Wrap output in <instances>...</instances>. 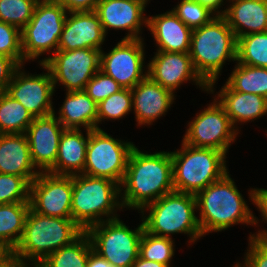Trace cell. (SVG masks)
<instances>
[{
  "instance_id": "cell-19",
  "label": "cell",
  "mask_w": 267,
  "mask_h": 267,
  "mask_svg": "<svg viewBox=\"0 0 267 267\" xmlns=\"http://www.w3.org/2000/svg\"><path fill=\"white\" fill-rule=\"evenodd\" d=\"M94 11L106 35L110 28L124 29L128 34L122 39H143L139 34L141 26H147L148 17L143 15L145 7L140 3L132 0H101Z\"/></svg>"
},
{
  "instance_id": "cell-12",
  "label": "cell",
  "mask_w": 267,
  "mask_h": 267,
  "mask_svg": "<svg viewBox=\"0 0 267 267\" xmlns=\"http://www.w3.org/2000/svg\"><path fill=\"white\" fill-rule=\"evenodd\" d=\"M183 143L193 147L213 148L228 152L236 140L238 131L232 125L224 108L214 98L196 117L188 123Z\"/></svg>"
},
{
  "instance_id": "cell-28",
  "label": "cell",
  "mask_w": 267,
  "mask_h": 267,
  "mask_svg": "<svg viewBox=\"0 0 267 267\" xmlns=\"http://www.w3.org/2000/svg\"><path fill=\"white\" fill-rule=\"evenodd\" d=\"M92 250L91 239L84 231L71 244L49 254L37 267H86Z\"/></svg>"
},
{
  "instance_id": "cell-46",
  "label": "cell",
  "mask_w": 267,
  "mask_h": 267,
  "mask_svg": "<svg viewBox=\"0 0 267 267\" xmlns=\"http://www.w3.org/2000/svg\"><path fill=\"white\" fill-rule=\"evenodd\" d=\"M132 267H167V266L159 262L143 259L140 256H138V258L133 263Z\"/></svg>"
},
{
  "instance_id": "cell-25",
  "label": "cell",
  "mask_w": 267,
  "mask_h": 267,
  "mask_svg": "<svg viewBox=\"0 0 267 267\" xmlns=\"http://www.w3.org/2000/svg\"><path fill=\"white\" fill-rule=\"evenodd\" d=\"M218 93V99H215L224 108L237 131V123L254 121L267 114V99L260 95L234 91L226 83Z\"/></svg>"
},
{
  "instance_id": "cell-24",
  "label": "cell",
  "mask_w": 267,
  "mask_h": 267,
  "mask_svg": "<svg viewBox=\"0 0 267 267\" xmlns=\"http://www.w3.org/2000/svg\"><path fill=\"white\" fill-rule=\"evenodd\" d=\"M85 130L86 137L80 129H64L59 141L57 160L49 173L66 176L83 174L89 140V130Z\"/></svg>"
},
{
  "instance_id": "cell-42",
  "label": "cell",
  "mask_w": 267,
  "mask_h": 267,
  "mask_svg": "<svg viewBox=\"0 0 267 267\" xmlns=\"http://www.w3.org/2000/svg\"><path fill=\"white\" fill-rule=\"evenodd\" d=\"M249 198L257 206L258 210L261 212L263 218L262 222H267V189L264 188H254L249 192Z\"/></svg>"
},
{
  "instance_id": "cell-20",
  "label": "cell",
  "mask_w": 267,
  "mask_h": 267,
  "mask_svg": "<svg viewBox=\"0 0 267 267\" xmlns=\"http://www.w3.org/2000/svg\"><path fill=\"white\" fill-rule=\"evenodd\" d=\"M132 92V108L139 126L151 125L164 115L174 102V93L154 82L148 75Z\"/></svg>"
},
{
  "instance_id": "cell-35",
  "label": "cell",
  "mask_w": 267,
  "mask_h": 267,
  "mask_svg": "<svg viewBox=\"0 0 267 267\" xmlns=\"http://www.w3.org/2000/svg\"><path fill=\"white\" fill-rule=\"evenodd\" d=\"M172 11L191 29L206 25L215 17L212 11L195 0H181Z\"/></svg>"
},
{
  "instance_id": "cell-15",
  "label": "cell",
  "mask_w": 267,
  "mask_h": 267,
  "mask_svg": "<svg viewBox=\"0 0 267 267\" xmlns=\"http://www.w3.org/2000/svg\"><path fill=\"white\" fill-rule=\"evenodd\" d=\"M39 65L47 73L30 75L21 71L23 65H20L5 90L8 96L19 101L33 117H43L55 112L52 105L55 87L51 73L44 64Z\"/></svg>"
},
{
  "instance_id": "cell-9",
  "label": "cell",
  "mask_w": 267,
  "mask_h": 267,
  "mask_svg": "<svg viewBox=\"0 0 267 267\" xmlns=\"http://www.w3.org/2000/svg\"><path fill=\"white\" fill-rule=\"evenodd\" d=\"M144 231L143 221L134 230L119 218L90 226L93 250L115 267H132L139 256V243Z\"/></svg>"
},
{
  "instance_id": "cell-22",
  "label": "cell",
  "mask_w": 267,
  "mask_h": 267,
  "mask_svg": "<svg viewBox=\"0 0 267 267\" xmlns=\"http://www.w3.org/2000/svg\"><path fill=\"white\" fill-rule=\"evenodd\" d=\"M147 27L158 45L157 51L189 53L192 29L172 10L148 17Z\"/></svg>"
},
{
  "instance_id": "cell-11",
  "label": "cell",
  "mask_w": 267,
  "mask_h": 267,
  "mask_svg": "<svg viewBox=\"0 0 267 267\" xmlns=\"http://www.w3.org/2000/svg\"><path fill=\"white\" fill-rule=\"evenodd\" d=\"M100 53L101 50L92 48L57 50L39 64H44L50 71L54 87L59 82L66 92L82 91L100 70Z\"/></svg>"
},
{
  "instance_id": "cell-33",
  "label": "cell",
  "mask_w": 267,
  "mask_h": 267,
  "mask_svg": "<svg viewBox=\"0 0 267 267\" xmlns=\"http://www.w3.org/2000/svg\"><path fill=\"white\" fill-rule=\"evenodd\" d=\"M97 129H100L99 122L105 119H120L126 116L132 108L131 89L122 88L97 104Z\"/></svg>"
},
{
  "instance_id": "cell-13",
  "label": "cell",
  "mask_w": 267,
  "mask_h": 267,
  "mask_svg": "<svg viewBox=\"0 0 267 267\" xmlns=\"http://www.w3.org/2000/svg\"><path fill=\"white\" fill-rule=\"evenodd\" d=\"M143 45V39H122L109 53L101 50L100 70L122 88H134L147 76Z\"/></svg>"
},
{
  "instance_id": "cell-3",
  "label": "cell",
  "mask_w": 267,
  "mask_h": 267,
  "mask_svg": "<svg viewBox=\"0 0 267 267\" xmlns=\"http://www.w3.org/2000/svg\"><path fill=\"white\" fill-rule=\"evenodd\" d=\"M189 55L213 93L223 64L237 61V39L223 15H215L206 25L192 29Z\"/></svg>"
},
{
  "instance_id": "cell-5",
  "label": "cell",
  "mask_w": 267,
  "mask_h": 267,
  "mask_svg": "<svg viewBox=\"0 0 267 267\" xmlns=\"http://www.w3.org/2000/svg\"><path fill=\"white\" fill-rule=\"evenodd\" d=\"M120 185L110 179L85 174L72 176V219L86 231L90 226L118 218L122 207Z\"/></svg>"
},
{
  "instance_id": "cell-40",
  "label": "cell",
  "mask_w": 267,
  "mask_h": 267,
  "mask_svg": "<svg viewBox=\"0 0 267 267\" xmlns=\"http://www.w3.org/2000/svg\"><path fill=\"white\" fill-rule=\"evenodd\" d=\"M19 66L13 58L0 55V93L5 92Z\"/></svg>"
},
{
  "instance_id": "cell-1",
  "label": "cell",
  "mask_w": 267,
  "mask_h": 267,
  "mask_svg": "<svg viewBox=\"0 0 267 267\" xmlns=\"http://www.w3.org/2000/svg\"><path fill=\"white\" fill-rule=\"evenodd\" d=\"M173 191L171 152L147 154L135 146L120 184L122 207L141 211L147 204Z\"/></svg>"
},
{
  "instance_id": "cell-37",
  "label": "cell",
  "mask_w": 267,
  "mask_h": 267,
  "mask_svg": "<svg viewBox=\"0 0 267 267\" xmlns=\"http://www.w3.org/2000/svg\"><path fill=\"white\" fill-rule=\"evenodd\" d=\"M0 55L11 57L23 65L21 30L3 21H0Z\"/></svg>"
},
{
  "instance_id": "cell-17",
  "label": "cell",
  "mask_w": 267,
  "mask_h": 267,
  "mask_svg": "<svg viewBox=\"0 0 267 267\" xmlns=\"http://www.w3.org/2000/svg\"><path fill=\"white\" fill-rule=\"evenodd\" d=\"M55 114L34 117L25 132L32 162L39 172H48L57 160L59 141L65 128Z\"/></svg>"
},
{
  "instance_id": "cell-26",
  "label": "cell",
  "mask_w": 267,
  "mask_h": 267,
  "mask_svg": "<svg viewBox=\"0 0 267 267\" xmlns=\"http://www.w3.org/2000/svg\"><path fill=\"white\" fill-rule=\"evenodd\" d=\"M97 115V103L82 90L66 92L57 119L64 128L80 129L82 126L94 130L97 129Z\"/></svg>"
},
{
  "instance_id": "cell-36",
  "label": "cell",
  "mask_w": 267,
  "mask_h": 267,
  "mask_svg": "<svg viewBox=\"0 0 267 267\" xmlns=\"http://www.w3.org/2000/svg\"><path fill=\"white\" fill-rule=\"evenodd\" d=\"M30 184L20 176L0 173V204L29 202Z\"/></svg>"
},
{
  "instance_id": "cell-27",
  "label": "cell",
  "mask_w": 267,
  "mask_h": 267,
  "mask_svg": "<svg viewBox=\"0 0 267 267\" xmlns=\"http://www.w3.org/2000/svg\"><path fill=\"white\" fill-rule=\"evenodd\" d=\"M30 202L0 204V247L11 253L21 240Z\"/></svg>"
},
{
  "instance_id": "cell-38",
  "label": "cell",
  "mask_w": 267,
  "mask_h": 267,
  "mask_svg": "<svg viewBox=\"0 0 267 267\" xmlns=\"http://www.w3.org/2000/svg\"><path fill=\"white\" fill-rule=\"evenodd\" d=\"M249 241L243 266L238 262L233 267H267V230L251 234Z\"/></svg>"
},
{
  "instance_id": "cell-18",
  "label": "cell",
  "mask_w": 267,
  "mask_h": 267,
  "mask_svg": "<svg viewBox=\"0 0 267 267\" xmlns=\"http://www.w3.org/2000/svg\"><path fill=\"white\" fill-rule=\"evenodd\" d=\"M58 49L69 51L81 48L101 50L106 34L95 11L68 12ZM70 16V17H69Z\"/></svg>"
},
{
  "instance_id": "cell-21",
  "label": "cell",
  "mask_w": 267,
  "mask_h": 267,
  "mask_svg": "<svg viewBox=\"0 0 267 267\" xmlns=\"http://www.w3.org/2000/svg\"><path fill=\"white\" fill-rule=\"evenodd\" d=\"M0 173L23 177L29 184L40 174L25 133L0 134Z\"/></svg>"
},
{
  "instance_id": "cell-41",
  "label": "cell",
  "mask_w": 267,
  "mask_h": 267,
  "mask_svg": "<svg viewBox=\"0 0 267 267\" xmlns=\"http://www.w3.org/2000/svg\"><path fill=\"white\" fill-rule=\"evenodd\" d=\"M68 12L94 11L101 0H57Z\"/></svg>"
},
{
  "instance_id": "cell-47",
  "label": "cell",
  "mask_w": 267,
  "mask_h": 267,
  "mask_svg": "<svg viewBox=\"0 0 267 267\" xmlns=\"http://www.w3.org/2000/svg\"><path fill=\"white\" fill-rule=\"evenodd\" d=\"M132 1L138 2L141 5H143L144 7H146L147 4H148L147 2L150 1V0H132Z\"/></svg>"
},
{
  "instance_id": "cell-32",
  "label": "cell",
  "mask_w": 267,
  "mask_h": 267,
  "mask_svg": "<svg viewBox=\"0 0 267 267\" xmlns=\"http://www.w3.org/2000/svg\"><path fill=\"white\" fill-rule=\"evenodd\" d=\"M174 239L156 236L145 229L139 243V256L143 259L155 261L170 267L174 256Z\"/></svg>"
},
{
  "instance_id": "cell-31",
  "label": "cell",
  "mask_w": 267,
  "mask_h": 267,
  "mask_svg": "<svg viewBox=\"0 0 267 267\" xmlns=\"http://www.w3.org/2000/svg\"><path fill=\"white\" fill-rule=\"evenodd\" d=\"M236 63L267 68V31L237 39Z\"/></svg>"
},
{
  "instance_id": "cell-39",
  "label": "cell",
  "mask_w": 267,
  "mask_h": 267,
  "mask_svg": "<svg viewBox=\"0 0 267 267\" xmlns=\"http://www.w3.org/2000/svg\"><path fill=\"white\" fill-rule=\"evenodd\" d=\"M121 89L122 87L112 77L99 70L87 83L84 91L98 104Z\"/></svg>"
},
{
  "instance_id": "cell-4",
  "label": "cell",
  "mask_w": 267,
  "mask_h": 267,
  "mask_svg": "<svg viewBox=\"0 0 267 267\" xmlns=\"http://www.w3.org/2000/svg\"><path fill=\"white\" fill-rule=\"evenodd\" d=\"M83 232L72 218L42 215L30 207L21 240L10 254L37 267L49 254L71 244Z\"/></svg>"
},
{
  "instance_id": "cell-44",
  "label": "cell",
  "mask_w": 267,
  "mask_h": 267,
  "mask_svg": "<svg viewBox=\"0 0 267 267\" xmlns=\"http://www.w3.org/2000/svg\"><path fill=\"white\" fill-rule=\"evenodd\" d=\"M0 267H30V266L27 264V262H24L21 259H18L12 256L10 253H8L0 260Z\"/></svg>"
},
{
  "instance_id": "cell-16",
  "label": "cell",
  "mask_w": 267,
  "mask_h": 267,
  "mask_svg": "<svg viewBox=\"0 0 267 267\" xmlns=\"http://www.w3.org/2000/svg\"><path fill=\"white\" fill-rule=\"evenodd\" d=\"M147 68V75L154 82L173 93L188 80L209 92V85L196 72L189 53L157 51Z\"/></svg>"
},
{
  "instance_id": "cell-43",
  "label": "cell",
  "mask_w": 267,
  "mask_h": 267,
  "mask_svg": "<svg viewBox=\"0 0 267 267\" xmlns=\"http://www.w3.org/2000/svg\"><path fill=\"white\" fill-rule=\"evenodd\" d=\"M86 267H115V266L109 263L103 257H101L94 250H92L89 254Z\"/></svg>"
},
{
  "instance_id": "cell-29",
  "label": "cell",
  "mask_w": 267,
  "mask_h": 267,
  "mask_svg": "<svg viewBox=\"0 0 267 267\" xmlns=\"http://www.w3.org/2000/svg\"><path fill=\"white\" fill-rule=\"evenodd\" d=\"M225 83L234 91L252 93L267 99V68L237 63Z\"/></svg>"
},
{
  "instance_id": "cell-2",
  "label": "cell",
  "mask_w": 267,
  "mask_h": 267,
  "mask_svg": "<svg viewBox=\"0 0 267 267\" xmlns=\"http://www.w3.org/2000/svg\"><path fill=\"white\" fill-rule=\"evenodd\" d=\"M228 173L195 195L203 237L210 232L228 230L234 224H258V218L248 208Z\"/></svg>"
},
{
  "instance_id": "cell-34",
  "label": "cell",
  "mask_w": 267,
  "mask_h": 267,
  "mask_svg": "<svg viewBox=\"0 0 267 267\" xmlns=\"http://www.w3.org/2000/svg\"><path fill=\"white\" fill-rule=\"evenodd\" d=\"M39 0H0V21L13 25L20 30L32 18Z\"/></svg>"
},
{
  "instance_id": "cell-45",
  "label": "cell",
  "mask_w": 267,
  "mask_h": 267,
  "mask_svg": "<svg viewBox=\"0 0 267 267\" xmlns=\"http://www.w3.org/2000/svg\"><path fill=\"white\" fill-rule=\"evenodd\" d=\"M203 6L207 7L215 15H224L225 10H218L223 5L224 0H195Z\"/></svg>"
},
{
  "instance_id": "cell-48",
  "label": "cell",
  "mask_w": 267,
  "mask_h": 267,
  "mask_svg": "<svg viewBox=\"0 0 267 267\" xmlns=\"http://www.w3.org/2000/svg\"><path fill=\"white\" fill-rule=\"evenodd\" d=\"M8 254L6 251H4L1 247H0V260L6 255Z\"/></svg>"
},
{
  "instance_id": "cell-30",
  "label": "cell",
  "mask_w": 267,
  "mask_h": 267,
  "mask_svg": "<svg viewBox=\"0 0 267 267\" xmlns=\"http://www.w3.org/2000/svg\"><path fill=\"white\" fill-rule=\"evenodd\" d=\"M33 119L19 101L0 93V134L25 133Z\"/></svg>"
},
{
  "instance_id": "cell-6",
  "label": "cell",
  "mask_w": 267,
  "mask_h": 267,
  "mask_svg": "<svg viewBox=\"0 0 267 267\" xmlns=\"http://www.w3.org/2000/svg\"><path fill=\"white\" fill-rule=\"evenodd\" d=\"M171 152L174 191L196 195L227 172L226 153L182 142Z\"/></svg>"
},
{
  "instance_id": "cell-8",
  "label": "cell",
  "mask_w": 267,
  "mask_h": 267,
  "mask_svg": "<svg viewBox=\"0 0 267 267\" xmlns=\"http://www.w3.org/2000/svg\"><path fill=\"white\" fill-rule=\"evenodd\" d=\"M67 13L57 0H39L36 3L32 18L21 29L23 65L45 52L54 54L57 51Z\"/></svg>"
},
{
  "instance_id": "cell-10",
  "label": "cell",
  "mask_w": 267,
  "mask_h": 267,
  "mask_svg": "<svg viewBox=\"0 0 267 267\" xmlns=\"http://www.w3.org/2000/svg\"><path fill=\"white\" fill-rule=\"evenodd\" d=\"M135 145L108 135L103 129L89 130L83 174L121 184L128 158Z\"/></svg>"
},
{
  "instance_id": "cell-23",
  "label": "cell",
  "mask_w": 267,
  "mask_h": 267,
  "mask_svg": "<svg viewBox=\"0 0 267 267\" xmlns=\"http://www.w3.org/2000/svg\"><path fill=\"white\" fill-rule=\"evenodd\" d=\"M224 17L236 39L267 31V0H229Z\"/></svg>"
},
{
  "instance_id": "cell-7",
  "label": "cell",
  "mask_w": 267,
  "mask_h": 267,
  "mask_svg": "<svg viewBox=\"0 0 267 267\" xmlns=\"http://www.w3.org/2000/svg\"><path fill=\"white\" fill-rule=\"evenodd\" d=\"M147 210L149 213L144 216ZM196 210L195 195L173 191L147 204L139 213L143 214L144 229L148 233L167 238H172L171 234L184 233L190 236L189 243H195L203 237Z\"/></svg>"
},
{
  "instance_id": "cell-14",
  "label": "cell",
  "mask_w": 267,
  "mask_h": 267,
  "mask_svg": "<svg viewBox=\"0 0 267 267\" xmlns=\"http://www.w3.org/2000/svg\"><path fill=\"white\" fill-rule=\"evenodd\" d=\"M29 202L42 215L72 218V176L40 172L30 183Z\"/></svg>"
}]
</instances>
